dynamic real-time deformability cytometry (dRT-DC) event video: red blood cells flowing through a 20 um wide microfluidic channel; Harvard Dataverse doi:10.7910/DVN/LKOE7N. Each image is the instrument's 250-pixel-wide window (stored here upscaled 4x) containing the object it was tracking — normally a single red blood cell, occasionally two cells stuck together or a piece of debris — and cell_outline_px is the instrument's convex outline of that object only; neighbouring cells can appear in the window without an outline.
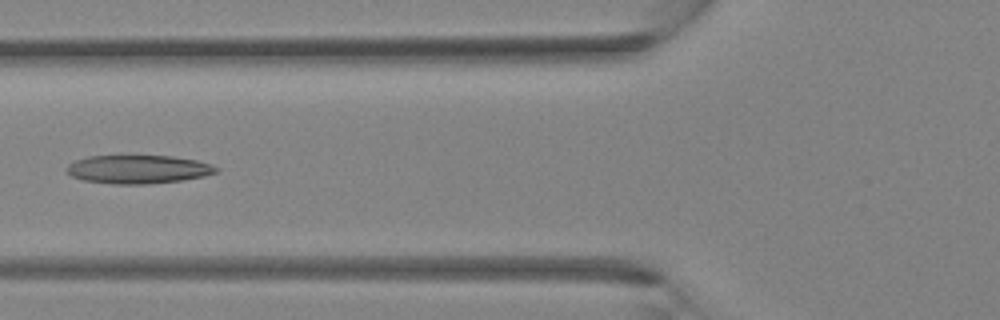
{"species": "Egyptian fruit bat (a non-hibernating species)", "species_latin": "Rousettus aegyptiacus", "temperature_condition": "room temperature", "stored_images_in_passage": 4, "camera_frame_rate_fps": 3000, "um_per_image_px": 0.085, "animal": {"sex": "female"}, "frame": {"image": 1, "passage_image": 4, "time_ms": 4.0, "image_size_px": [1000, 320], "cell_outline_px": [[220, 168], [216, 172], [204, 176], [180, 180], [148, 184], [116, 184], [84, 180], [72, 176], [64, 168], [68, 164], [76, 160], [88, 156], [172, 156], [196, 160], [212, 164]], "centroid_in_image_um": [11.75, 14.38], "position_along_channel_um": 114.1, "area_um2": 24.68}}